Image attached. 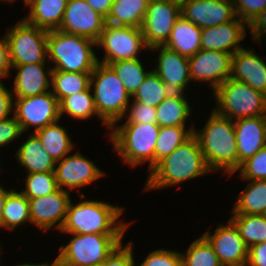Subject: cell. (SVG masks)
<instances>
[{
	"label": "cell",
	"instance_id": "cell-1",
	"mask_svg": "<svg viewBox=\"0 0 266 266\" xmlns=\"http://www.w3.org/2000/svg\"><path fill=\"white\" fill-rule=\"evenodd\" d=\"M207 119L203 128L197 130L194 127L193 130L205 162L213 173L220 171L227 176L233 175L238 169L234 121L213 109Z\"/></svg>",
	"mask_w": 266,
	"mask_h": 266
},
{
	"label": "cell",
	"instance_id": "cell-2",
	"mask_svg": "<svg viewBox=\"0 0 266 266\" xmlns=\"http://www.w3.org/2000/svg\"><path fill=\"white\" fill-rule=\"evenodd\" d=\"M208 173L213 172L205 162L198 140L192 135L149 172L143 190H163Z\"/></svg>",
	"mask_w": 266,
	"mask_h": 266
},
{
	"label": "cell",
	"instance_id": "cell-3",
	"mask_svg": "<svg viewBox=\"0 0 266 266\" xmlns=\"http://www.w3.org/2000/svg\"><path fill=\"white\" fill-rule=\"evenodd\" d=\"M73 203L71 200L66 213V218L60 232L76 234H125L130 222L120 219L124 208L109 202L99 200H85ZM120 219V220H119Z\"/></svg>",
	"mask_w": 266,
	"mask_h": 266
},
{
	"label": "cell",
	"instance_id": "cell-4",
	"mask_svg": "<svg viewBox=\"0 0 266 266\" xmlns=\"http://www.w3.org/2000/svg\"><path fill=\"white\" fill-rule=\"evenodd\" d=\"M160 126L151 123H123L112 126L107 134L122 161L130 167L149 161V172L155 167V145Z\"/></svg>",
	"mask_w": 266,
	"mask_h": 266
},
{
	"label": "cell",
	"instance_id": "cell-5",
	"mask_svg": "<svg viewBox=\"0 0 266 266\" xmlns=\"http://www.w3.org/2000/svg\"><path fill=\"white\" fill-rule=\"evenodd\" d=\"M96 42L79 35L49 30L47 35L48 63L52 69L65 72L92 73L98 63L93 47Z\"/></svg>",
	"mask_w": 266,
	"mask_h": 266
},
{
	"label": "cell",
	"instance_id": "cell-6",
	"mask_svg": "<svg viewBox=\"0 0 266 266\" xmlns=\"http://www.w3.org/2000/svg\"><path fill=\"white\" fill-rule=\"evenodd\" d=\"M90 88L99 117L110 128L125 119L132 97L109 65L96 64L90 76Z\"/></svg>",
	"mask_w": 266,
	"mask_h": 266
},
{
	"label": "cell",
	"instance_id": "cell-7",
	"mask_svg": "<svg viewBox=\"0 0 266 266\" xmlns=\"http://www.w3.org/2000/svg\"><path fill=\"white\" fill-rule=\"evenodd\" d=\"M66 245L59 246L55 257L58 266H100L122 243L125 234H76Z\"/></svg>",
	"mask_w": 266,
	"mask_h": 266
},
{
	"label": "cell",
	"instance_id": "cell-8",
	"mask_svg": "<svg viewBox=\"0 0 266 266\" xmlns=\"http://www.w3.org/2000/svg\"><path fill=\"white\" fill-rule=\"evenodd\" d=\"M213 110L233 121L266 115V95L248 84L229 78L213 93Z\"/></svg>",
	"mask_w": 266,
	"mask_h": 266
},
{
	"label": "cell",
	"instance_id": "cell-9",
	"mask_svg": "<svg viewBox=\"0 0 266 266\" xmlns=\"http://www.w3.org/2000/svg\"><path fill=\"white\" fill-rule=\"evenodd\" d=\"M6 32L11 66L48 63V30L20 19Z\"/></svg>",
	"mask_w": 266,
	"mask_h": 266
},
{
	"label": "cell",
	"instance_id": "cell-10",
	"mask_svg": "<svg viewBox=\"0 0 266 266\" xmlns=\"http://www.w3.org/2000/svg\"><path fill=\"white\" fill-rule=\"evenodd\" d=\"M96 47L104 50V56L98 62L106 65L120 60L137 59L141 51L150 49L141 28L111 24H105Z\"/></svg>",
	"mask_w": 266,
	"mask_h": 266
},
{
	"label": "cell",
	"instance_id": "cell-11",
	"mask_svg": "<svg viewBox=\"0 0 266 266\" xmlns=\"http://www.w3.org/2000/svg\"><path fill=\"white\" fill-rule=\"evenodd\" d=\"M13 115L19 122L23 133L31 127L34 128L33 132H36L61 119L59 101L52 91L35 96L14 98Z\"/></svg>",
	"mask_w": 266,
	"mask_h": 266
},
{
	"label": "cell",
	"instance_id": "cell-12",
	"mask_svg": "<svg viewBox=\"0 0 266 266\" xmlns=\"http://www.w3.org/2000/svg\"><path fill=\"white\" fill-rule=\"evenodd\" d=\"M180 15L179 2L174 0H150L141 25L146 45L149 48L164 45Z\"/></svg>",
	"mask_w": 266,
	"mask_h": 266
},
{
	"label": "cell",
	"instance_id": "cell-13",
	"mask_svg": "<svg viewBox=\"0 0 266 266\" xmlns=\"http://www.w3.org/2000/svg\"><path fill=\"white\" fill-rule=\"evenodd\" d=\"M232 55L227 52L200 49L189 58L191 81L209 82L212 93L231 75Z\"/></svg>",
	"mask_w": 266,
	"mask_h": 266
},
{
	"label": "cell",
	"instance_id": "cell-14",
	"mask_svg": "<svg viewBox=\"0 0 266 266\" xmlns=\"http://www.w3.org/2000/svg\"><path fill=\"white\" fill-rule=\"evenodd\" d=\"M202 235L213 246L222 266H246L249 247L230 220L217 226L213 233L207 230Z\"/></svg>",
	"mask_w": 266,
	"mask_h": 266
},
{
	"label": "cell",
	"instance_id": "cell-15",
	"mask_svg": "<svg viewBox=\"0 0 266 266\" xmlns=\"http://www.w3.org/2000/svg\"><path fill=\"white\" fill-rule=\"evenodd\" d=\"M55 176L59 188L64 191H72L93 183L105 175L93 160L82 155L79 151L66 155L56 162ZM68 188V190H66ZM72 189V190H71Z\"/></svg>",
	"mask_w": 266,
	"mask_h": 266
},
{
	"label": "cell",
	"instance_id": "cell-16",
	"mask_svg": "<svg viewBox=\"0 0 266 266\" xmlns=\"http://www.w3.org/2000/svg\"><path fill=\"white\" fill-rule=\"evenodd\" d=\"M71 196L59 188L46 196L29 199L31 224L41 231L61 230L68 210Z\"/></svg>",
	"mask_w": 266,
	"mask_h": 266
},
{
	"label": "cell",
	"instance_id": "cell-17",
	"mask_svg": "<svg viewBox=\"0 0 266 266\" xmlns=\"http://www.w3.org/2000/svg\"><path fill=\"white\" fill-rule=\"evenodd\" d=\"M105 24L106 19L85 0H68L59 30L97 42Z\"/></svg>",
	"mask_w": 266,
	"mask_h": 266
},
{
	"label": "cell",
	"instance_id": "cell-18",
	"mask_svg": "<svg viewBox=\"0 0 266 266\" xmlns=\"http://www.w3.org/2000/svg\"><path fill=\"white\" fill-rule=\"evenodd\" d=\"M181 16L199 28L215 27L233 20V0H185L180 3Z\"/></svg>",
	"mask_w": 266,
	"mask_h": 266
},
{
	"label": "cell",
	"instance_id": "cell-19",
	"mask_svg": "<svg viewBox=\"0 0 266 266\" xmlns=\"http://www.w3.org/2000/svg\"><path fill=\"white\" fill-rule=\"evenodd\" d=\"M150 52H159L157 65L152 70L168 86L172 93H185L190 84L189 58L164 45L154 46Z\"/></svg>",
	"mask_w": 266,
	"mask_h": 266
},
{
	"label": "cell",
	"instance_id": "cell-20",
	"mask_svg": "<svg viewBox=\"0 0 266 266\" xmlns=\"http://www.w3.org/2000/svg\"><path fill=\"white\" fill-rule=\"evenodd\" d=\"M248 25L237 16L224 24L202 28L201 49L216 50L234 54L243 48L240 46L246 37Z\"/></svg>",
	"mask_w": 266,
	"mask_h": 266
},
{
	"label": "cell",
	"instance_id": "cell-21",
	"mask_svg": "<svg viewBox=\"0 0 266 266\" xmlns=\"http://www.w3.org/2000/svg\"><path fill=\"white\" fill-rule=\"evenodd\" d=\"M254 49L241 48L232 55L230 78L266 95V62Z\"/></svg>",
	"mask_w": 266,
	"mask_h": 266
},
{
	"label": "cell",
	"instance_id": "cell-22",
	"mask_svg": "<svg viewBox=\"0 0 266 266\" xmlns=\"http://www.w3.org/2000/svg\"><path fill=\"white\" fill-rule=\"evenodd\" d=\"M238 149V168L266 147V115L246 117L234 121Z\"/></svg>",
	"mask_w": 266,
	"mask_h": 266
},
{
	"label": "cell",
	"instance_id": "cell-23",
	"mask_svg": "<svg viewBox=\"0 0 266 266\" xmlns=\"http://www.w3.org/2000/svg\"><path fill=\"white\" fill-rule=\"evenodd\" d=\"M47 63H33L12 66L16 76L13 78V98H24L35 96L51 91L52 67Z\"/></svg>",
	"mask_w": 266,
	"mask_h": 266
},
{
	"label": "cell",
	"instance_id": "cell-24",
	"mask_svg": "<svg viewBox=\"0 0 266 266\" xmlns=\"http://www.w3.org/2000/svg\"><path fill=\"white\" fill-rule=\"evenodd\" d=\"M28 138L15 153L16 162L25 168L26 174L35 172H54L56 162L45 151L44 146L34 133H29Z\"/></svg>",
	"mask_w": 266,
	"mask_h": 266
},
{
	"label": "cell",
	"instance_id": "cell-25",
	"mask_svg": "<svg viewBox=\"0 0 266 266\" xmlns=\"http://www.w3.org/2000/svg\"><path fill=\"white\" fill-rule=\"evenodd\" d=\"M201 34L202 28L180 15L164 46L190 58L201 49Z\"/></svg>",
	"mask_w": 266,
	"mask_h": 266
},
{
	"label": "cell",
	"instance_id": "cell-26",
	"mask_svg": "<svg viewBox=\"0 0 266 266\" xmlns=\"http://www.w3.org/2000/svg\"><path fill=\"white\" fill-rule=\"evenodd\" d=\"M68 0H33L23 20L45 30L59 29Z\"/></svg>",
	"mask_w": 266,
	"mask_h": 266
},
{
	"label": "cell",
	"instance_id": "cell-27",
	"mask_svg": "<svg viewBox=\"0 0 266 266\" xmlns=\"http://www.w3.org/2000/svg\"><path fill=\"white\" fill-rule=\"evenodd\" d=\"M185 95L171 93L156 107L157 124L160 127L187 126L186 122L191 117L192 106Z\"/></svg>",
	"mask_w": 266,
	"mask_h": 266
},
{
	"label": "cell",
	"instance_id": "cell-28",
	"mask_svg": "<svg viewBox=\"0 0 266 266\" xmlns=\"http://www.w3.org/2000/svg\"><path fill=\"white\" fill-rule=\"evenodd\" d=\"M58 123L59 121H56L33 132L55 162L63 159L75 147L67 129Z\"/></svg>",
	"mask_w": 266,
	"mask_h": 266
},
{
	"label": "cell",
	"instance_id": "cell-29",
	"mask_svg": "<svg viewBox=\"0 0 266 266\" xmlns=\"http://www.w3.org/2000/svg\"><path fill=\"white\" fill-rule=\"evenodd\" d=\"M150 0H114L106 24L141 28Z\"/></svg>",
	"mask_w": 266,
	"mask_h": 266
},
{
	"label": "cell",
	"instance_id": "cell-30",
	"mask_svg": "<svg viewBox=\"0 0 266 266\" xmlns=\"http://www.w3.org/2000/svg\"><path fill=\"white\" fill-rule=\"evenodd\" d=\"M246 181V188L237 197L231 213L266 215V180Z\"/></svg>",
	"mask_w": 266,
	"mask_h": 266
},
{
	"label": "cell",
	"instance_id": "cell-31",
	"mask_svg": "<svg viewBox=\"0 0 266 266\" xmlns=\"http://www.w3.org/2000/svg\"><path fill=\"white\" fill-rule=\"evenodd\" d=\"M59 106L61 118L67 114L74 118V120H88L96 115V117L101 120L103 126H106L105 129L110 130V127L99 117L90 86L82 92L64 97L59 102Z\"/></svg>",
	"mask_w": 266,
	"mask_h": 266
},
{
	"label": "cell",
	"instance_id": "cell-32",
	"mask_svg": "<svg viewBox=\"0 0 266 266\" xmlns=\"http://www.w3.org/2000/svg\"><path fill=\"white\" fill-rule=\"evenodd\" d=\"M91 73L65 72L52 69L51 91L60 102L64 97L86 90L90 86Z\"/></svg>",
	"mask_w": 266,
	"mask_h": 266
},
{
	"label": "cell",
	"instance_id": "cell-33",
	"mask_svg": "<svg viewBox=\"0 0 266 266\" xmlns=\"http://www.w3.org/2000/svg\"><path fill=\"white\" fill-rule=\"evenodd\" d=\"M31 223L29 199L13 189L7 196L3 210L2 227L13 231L20 225Z\"/></svg>",
	"mask_w": 266,
	"mask_h": 266
},
{
	"label": "cell",
	"instance_id": "cell-34",
	"mask_svg": "<svg viewBox=\"0 0 266 266\" xmlns=\"http://www.w3.org/2000/svg\"><path fill=\"white\" fill-rule=\"evenodd\" d=\"M193 130L194 124L188 129L186 126L160 127L155 145V166L187 141L193 135Z\"/></svg>",
	"mask_w": 266,
	"mask_h": 266
},
{
	"label": "cell",
	"instance_id": "cell-35",
	"mask_svg": "<svg viewBox=\"0 0 266 266\" xmlns=\"http://www.w3.org/2000/svg\"><path fill=\"white\" fill-rule=\"evenodd\" d=\"M229 220L248 247L266 241V215L232 214Z\"/></svg>",
	"mask_w": 266,
	"mask_h": 266
},
{
	"label": "cell",
	"instance_id": "cell-36",
	"mask_svg": "<svg viewBox=\"0 0 266 266\" xmlns=\"http://www.w3.org/2000/svg\"><path fill=\"white\" fill-rule=\"evenodd\" d=\"M141 61L142 59L140 60V58H137L120 60L108 64L122 81L131 97L136 93L138 87L152 71H146Z\"/></svg>",
	"mask_w": 266,
	"mask_h": 266
},
{
	"label": "cell",
	"instance_id": "cell-37",
	"mask_svg": "<svg viewBox=\"0 0 266 266\" xmlns=\"http://www.w3.org/2000/svg\"><path fill=\"white\" fill-rule=\"evenodd\" d=\"M171 93L172 91L168 86L152 70L138 87L132 99L152 107H157Z\"/></svg>",
	"mask_w": 266,
	"mask_h": 266
},
{
	"label": "cell",
	"instance_id": "cell-38",
	"mask_svg": "<svg viewBox=\"0 0 266 266\" xmlns=\"http://www.w3.org/2000/svg\"><path fill=\"white\" fill-rule=\"evenodd\" d=\"M181 256L182 266H222L213 246L203 235L192 241Z\"/></svg>",
	"mask_w": 266,
	"mask_h": 266
},
{
	"label": "cell",
	"instance_id": "cell-39",
	"mask_svg": "<svg viewBox=\"0 0 266 266\" xmlns=\"http://www.w3.org/2000/svg\"><path fill=\"white\" fill-rule=\"evenodd\" d=\"M25 189L20 192L28 199L46 196L59 189L55 172L29 173L25 178Z\"/></svg>",
	"mask_w": 266,
	"mask_h": 266
},
{
	"label": "cell",
	"instance_id": "cell-40",
	"mask_svg": "<svg viewBox=\"0 0 266 266\" xmlns=\"http://www.w3.org/2000/svg\"><path fill=\"white\" fill-rule=\"evenodd\" d=\"M241 180H266V147L243 162L236 170Z\"/></svg>",
	"mask_w": 266,
	"mask_h": 266
},
{
	"label": "cell",
	"instance_id": "cell-41",
	"mask_svg": "<svg viewBox=\"0 0 266 266\" xmlns=\"http://www.w3.org/2000/svg\"><path fill=\"white\" fill-rule=\"evenodd\" d=\"M139 266H182L181 252L166 248L153 250L147 254Z\"/></svg>",
	"mask_w": 266,
	"mask_h": 266
},
{
	"label": "cell",
	"instance_id": "cell-42",
	"mask_svg": "<svg viewBox=\"0 0 266 266\" xmlns=\"http://www.w3.org/2000/svg\"><path fill=\"white\" fill-rule=\"evenodd\" d=\"M131 101L132 103L129 104L125 113V116L128 115V117L124 123L157 124L156 107L137 102L134 99H131Z\"/></svg>",
	"mask_w": 266,
	"mask_h": 266
},
{
	"label": "cell",
	"instance_id": "cell-43",
	"mask_svg": "<svg viewBox=\"0 0 266 266\" xmlns=\"http://www.w3.org/2000/svg\"><path fill=\"white\" fill-rule=\"evenodd\" d=\"M235 15L249 25L266 7V0H233Z\"/></svg>",
	"mask_w": 266,
	"mask_h": 266
},
{
	"label": "cell",
	"instance_id": "cell-44",
	"mask_svg": "<svg viewBox=\"0 0 266 266\" xmlns=\"http://www.w3.org/2000/svg\"><path fill=\"white\" fill-rule=\"evenodd\" d=\"M133 246L132 241L124 246L121 243L100 266H136Z\"/></svg>",
	"mask_w": 266,
	"mask_h": 266
},
{
	"label": "cell",
	"instance_id": "cell-45",
	"mask_svg": "<svg viewBox=\"0 0 266 266\" xmlns=\"http://www.w3.org/2000/svg\"><path fill=\"white\" fill-rule=\"evenodd\" d=\"M23 134L20 124L14 115L0 121V148L7 147Z\"/></svg>",
	"mask_w": 266,
	"mask_h": 266
},
{
	"label": "cell",
	"instance_id": "cell-46",
	"mask_svg": "<svg viewBox=\"0 0 266 266\" xmlns=\"http://www.w3.org/2000/svg\"><path fill=\"white\" fill-rule=\"evenodd\" d=\"M248 30L251 32L253 42L260 44L262 40H266V7L248 25Z\"/></svg>",
	"mask_w": 266,
	"mask_h": 266
},
{
	"label": "cell",
	"instance_id": "cell-47",
	"mask_svg": "<svg viewBox=\"0 0 266 266\" xmlns=\"http://www.w3.org/2000/svg\"><path fill=\"white\" fill-rule=\"evenodd\" d=\"M14 109V98L12 90L7 89L3 82H0V121L11 116Z\"/></svg>",
	"mask_w": 266,
	"mask_h": 266
},
{
	"label": "cell",
	"instance_id": "cell-48",
	"mask_svg": "<svg viewBox=\"0 0 266 266\" xmlns=\"http://www.w3.org/2000/svg\"><path fill=\"white\" fill-rule=\"evenodd\" d=\"M11 69L8 42L4 34L2 38L0 37V82L3 78L11 76Z\"/></svg>",
	"mask_w": 266,
	"mask_h": 266
},
{
	"label": "cell",
	"instance_id": "cell-49",
	"mask_svg": "<svg viewBox=\"0 0 266 266\" xmlns=\"http://www.w3.org/2000/svg\"><path fill=\"white\" fill-rule=\"evenodd\" d=\"M246 266H266V242L249 247Z\"/></svg>",
	"mask_w": 266,
	"mask_h": 266
},
{
	"label": "cell",
	"instance_id": "cell-50",
	"mask_svg": "<svg viewBox=\"0 0 266 266\" xmlns=\"http://www.w3.org/2000/svg\"><path fill=\"white\" fill-rule=\"evenodd\" d=\"M96 12L105 19L110 14L112 3L114 0H85Z\"/></svg>",
	"mask_w": 266,
	"mask_h": 266
},
{
	"label": "cell",
	"instance_id": "cell-51",
	"mask_svg": "<svg viewBox=\"0 0 266 266\" xmlns=\"http://www.w3.org/2000/svg\"><path fill=\"white\" fill-rule=\"evenodd\" d=\"M11 190H7L4 187H2V185H0V227L2 228V217H3V210H4V205L6 202V198L8 196V194L12 191Z\"/></svg>",
	"mask_w": 266,
	"mask_h": 266
},
{
	"label": "cell",
	"instance_id": "cell-52",
	"mask_svg": "<svg viewBox=\"0 0 266 266\" xmlns=\"http://www.w3.org/2000/svg\"><path fill=\"white\" fill-rule=\"evenodd\" d=\"M55 263V261H52L51 263H47V262H42V263H21V264H15L14 266H53V264Z\"/></svg>",
	"mask_w": 266,
	"mask_h": 266
},
{
	"label": "cell",
	"instance_id": "cell-53",
	"mask_svg": "<svg viewBox=\"0 0 266 266\" xmlns=\"http://www.w3.org/2000/svg\"><path fill=\"white\" fill-rule=\"evenodd\" d=\"M33 0H23L25 7L29 5Z\"/></svg>",
	"mask_w": 266,
	"mask_h": 266
},
{
	"label": "cell",
	"instance_id": "cell-54",
	"mask_svg": "<svg viewBox=\"0 0 266 266\" xmlns=\"http://www.w3.org/2000/svg\"><path fill=\"white\" fill-rule=\"evenodd\" d=\"M0 1L6 2V3H13V2H15L17 0H0Z\"/></svg>",
	"mask_w": 266,
	"mask_h": 266
},
{
	"label": "cell",
	"instance_id": "cell-55",
	"mask_svg": "<svg viewBox=\"0 0 266 266\" xmlns=\"http://www.w3.org/2000/svg\"><path fill=\"white\" fill-rule=\"evenodd\" d=\"M1 251H2V247H1V243H0V254H2ZM1 256L2 255H0V260H1Z\"/></svg>",
	"mask_w": 266,
	"mask_h": 266
},
{
	"label": "cell",
	"instance_id": "cell-56",
	"mask_svg": "<svg viewBox=\"0 0 266 266\" xmlns=\"http://www.w3.org/2000/svg\"><path fill=\"white\" fill-rule=\"evenodd\" d=\"M174 1H177V2H179V3H182V2L185 1V0H174Z\"/></svg>",
	"mask_w": 266,
	"mask_h": 266
}]
</instances>
